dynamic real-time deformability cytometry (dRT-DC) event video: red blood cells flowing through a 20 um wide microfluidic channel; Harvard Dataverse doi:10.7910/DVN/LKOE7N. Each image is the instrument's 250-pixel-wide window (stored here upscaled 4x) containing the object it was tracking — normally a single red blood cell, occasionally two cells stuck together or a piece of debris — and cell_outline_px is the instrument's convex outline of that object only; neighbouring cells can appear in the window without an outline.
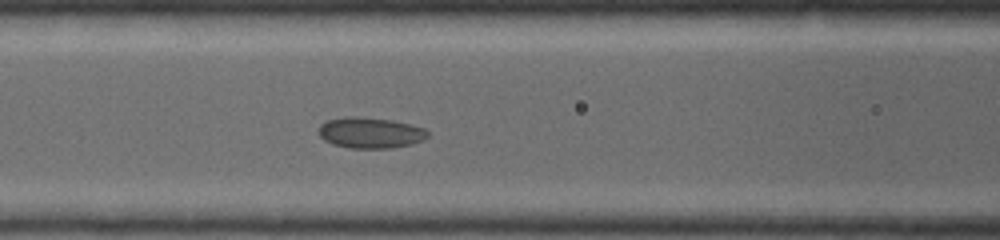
{"species": "common noctule bat (a hibernating species)", "species_latin": "Nyctalus noctula", "temperature_condition": "warm", "stored_images_in_passage": 6, "camera_frame_rate_fps": 5000, "um_per_image_px": 0.085, "animal": {"sex": "female", "body_mass_g": 19.0, "forearm_length_mm": 53.3}, "frame": {"image": 1, "passage_image": 6, "time_ms": 2.0, "image_size_px": [1000, 240], "cell_outline_px": [[428, 136], [424, 140], [412, 144], [392, 148], [348, 148], [332, 144], [324, 140], [320, 136], [320, 124], [328, 120], [344, 116], [356, 116], [392, 120], [424, 128], [428, 132]], "centroid_in_image_um": [31.48, 11.29], "position_along_channel_um": 135.1, "area_um2": 19.65}}